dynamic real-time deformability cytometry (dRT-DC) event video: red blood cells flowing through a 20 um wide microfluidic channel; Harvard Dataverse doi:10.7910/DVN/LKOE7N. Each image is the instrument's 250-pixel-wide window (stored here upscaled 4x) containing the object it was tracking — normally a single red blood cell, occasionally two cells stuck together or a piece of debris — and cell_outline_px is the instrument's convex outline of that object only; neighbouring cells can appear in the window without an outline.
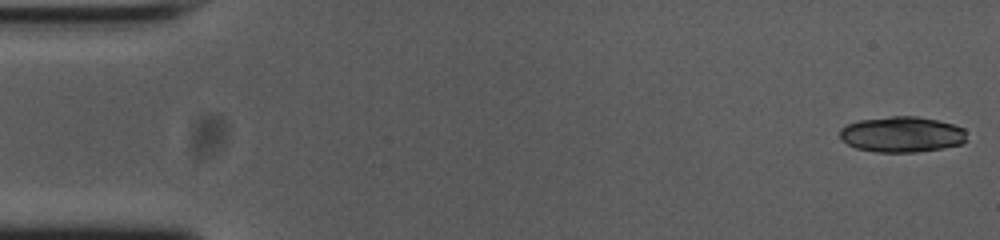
{"species": "common noctule bat (a hibernating species)", "species_latin": "Nyctalus noctula", "temperature_condition": "cold", "stored_images_in_passage": 24, "camera_frame_rate_fps": 3000, "um_per_image_px": 0.085, "animal": {"sex": "female", "body_mass_g": 23.0, "forearm_length_mm": 53.4}, "frame": {"image": 1, "passage_image": 1, "time_ms": 0.0, "image_size_px": [1000, 240], "cell_outline_px": [[968, 140], [960, 144], [944, 148], [916, 152], [876, 152], [856, 148], [848, 144], [840, 136], [840, 128], [848, 124], [860, 120], [892, 116], [916, 116], [956, 124], [964, 128]], "centroid_in_image_um": [76.7, 11.42], "position_along_channel_um": 8.3, "area_um2": 26.47}}
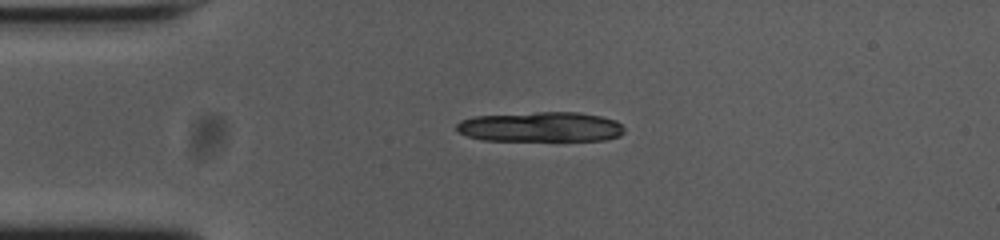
{"frame": {"image": 2, "passage_image": 12, "time_ms": 3.667, "image_size_px": [1000, 240], "cell_outline_px": [[624, 132], [620, 136], [604, 140], [484, 140], [468, 136], [460, 132], [456, 128], [456, 124], [460, 120], [472, 116], [536, 112], [580, 112], [600, 116], [616, 120], [624, 128]], "centroid_in_image_um": [45.96, 10.78], "position_along_channel_um": 39.0, "area_um2": 29.3}}